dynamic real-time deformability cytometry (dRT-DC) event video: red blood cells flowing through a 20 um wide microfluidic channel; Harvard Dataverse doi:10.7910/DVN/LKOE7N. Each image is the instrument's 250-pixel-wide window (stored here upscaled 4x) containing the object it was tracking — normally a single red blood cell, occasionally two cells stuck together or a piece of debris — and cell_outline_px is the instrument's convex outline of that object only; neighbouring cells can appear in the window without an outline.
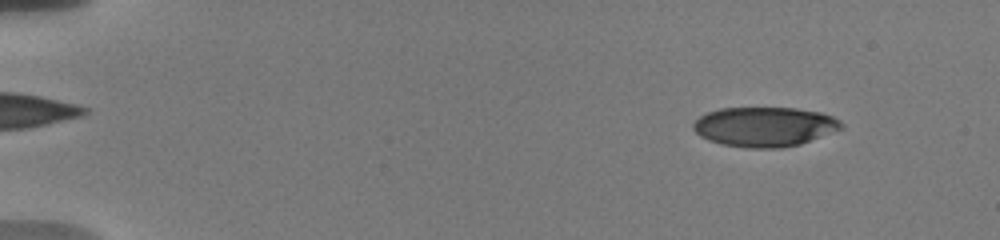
{"species": "human", "species_latin": "Homo sapiens", "temperature_condition": "warm", "stored_images_in_passage": 56, "camera_frame_rate_fps": 3000, "um_per_image_px": 0.085, "donor": {"sex": "male"}, "frame": {"image": 1, "passage_image": 7, "time_ms": 2.0, "image_size_px": [1000, 240], "cell_outline_px": [[844, 128], [800, 144], [780, 148], [748, 148], [720, 144], [708, 140], [700, 136], [692, 128], [692, 124], [700, 116], [708, 112], [720, 108], [796, 108], [820, 112], [832, 116], [840, 120], [844, 124]], "centroid_in_image_um": [64.99, 10.77], "position_along_channel_um": 20.0, "area_um2": 34.33}}
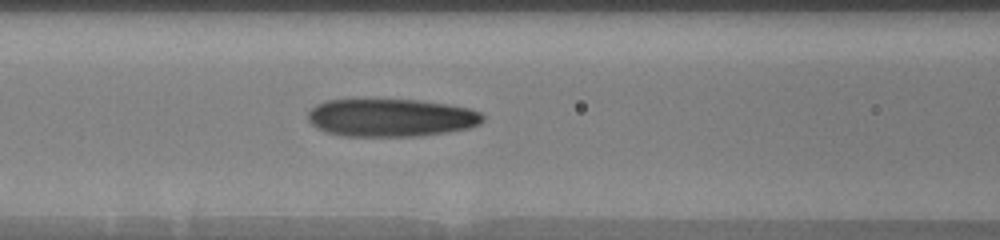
{"frame": {"image": 2, "passage_image": 26, "time_ms": 8.333, "image_size_px": [1000, 240], "cell_outline_px": [[484, 120], [480, 124], [468, 128], [448, 132], [420, 136], [344, 136], [328, 132], [316, 128], [308, 120], [308, 112], [316, 104], [324, 100], [420, 100], [448, 104], [468, 108], [480, 112], [484, 116]], "centroid_in_image_um": [33.24, 10.0], "position_along_channel_um": 133.4, "area_um2": 38.67}}
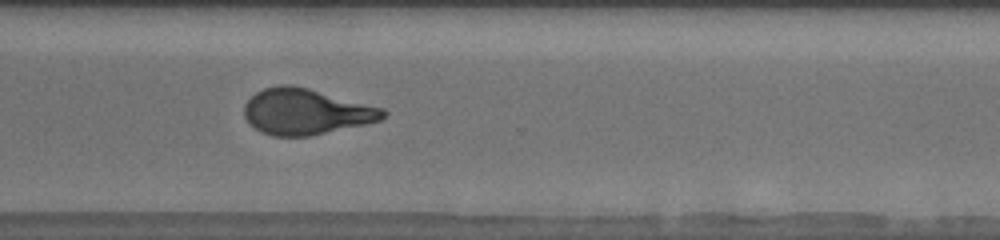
{"frame": {"image": 3, "passage_image": 43, "time_ms": 14.0, "image_size_px": [1000, 240], "cell_outline_px": [[388, 112], [380, 120], [364, 124], [312, 136], [272, 136], [260, 132], [244, 116], [244, 104], [256, 92], [264, 88], [280, 84], [292, 84], [308, 88], [384, 108]], "centroid_in_image_um": [25.99, 9.49], "position_along_channel_um": 344.6, "area_um2": 37.05}, "authors_computed_cell_mechanics": {"area_um2": 37.1076, "velocity_mm_per_s": 3.7366, "shape_relaxation_time_tau1_ms": 9.189, "shape_relaxation_time_tau2_ms": 1.4811, "deformation_change_tau1": 0.2875, "deformation_change_tau2": 0.0995}}